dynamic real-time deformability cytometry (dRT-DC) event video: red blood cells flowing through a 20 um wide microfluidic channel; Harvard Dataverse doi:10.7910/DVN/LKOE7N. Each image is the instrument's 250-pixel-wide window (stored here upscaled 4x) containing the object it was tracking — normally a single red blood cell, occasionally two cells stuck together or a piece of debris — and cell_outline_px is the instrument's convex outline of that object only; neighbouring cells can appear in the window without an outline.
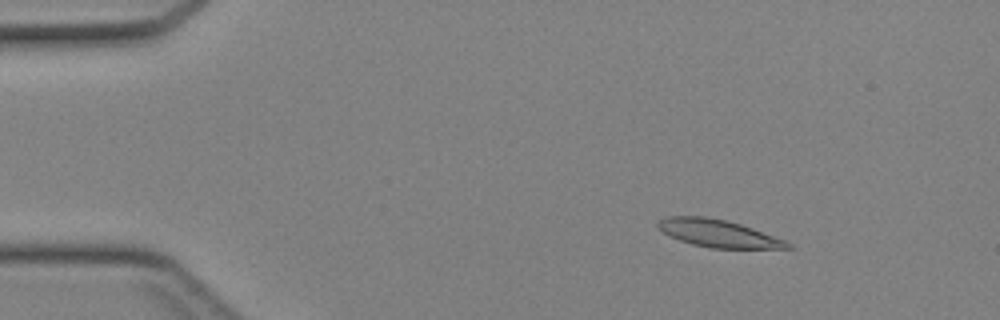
{"species": "Egyptian fruit bat (a non-hibernating species)", "species_latin": "Rousettus aegyptiacus", "temperature_condition": "cold", "stored_images_in_passage": 41, "camera_frame_rate_fps": 3000, "um_per_image_px": 0.085, "animal": {"sex": "female"}, "frame": {"image": 1, "passage_image": 3, "time_ms": 0.667, "image_size_px": [1000, 320], "cell_outline_px": [[796, 248], [712, 248], [692, 244], [680, 240], [664, 232], [656, 224], [660, 220], [668, 216], [704, 216], [724, 220], [740, 224], [752, 228], [784, 240], [792, 244]], "centroid_in_image_um": [61.07, 19.84], "position_along_channel_um": 23.9, "area_um2": 20.35}}
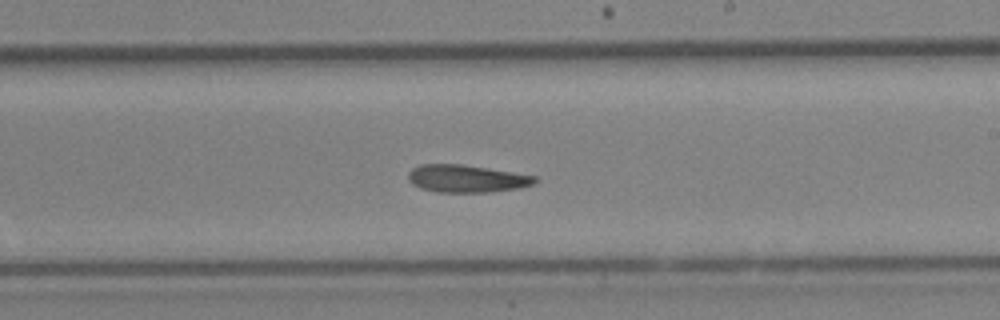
{"frame": {"image": 2, "passage_image": 23, "time_ms": 7.333, "image_size_px": [1000, 320], "cell_outline_px": [[540, 180], [532, 184], [520, 188], [488, 192], [436, 192], [420, 188], [412, 184], [408, 180], [408, 172], [412, 168], [420, 164], [460, 164], [512, 172], [536, 176]], "centroid_in_image_um": [39.64, 15.18], "position_along_channel_um": 249.4, "area_um2": 20.35}}
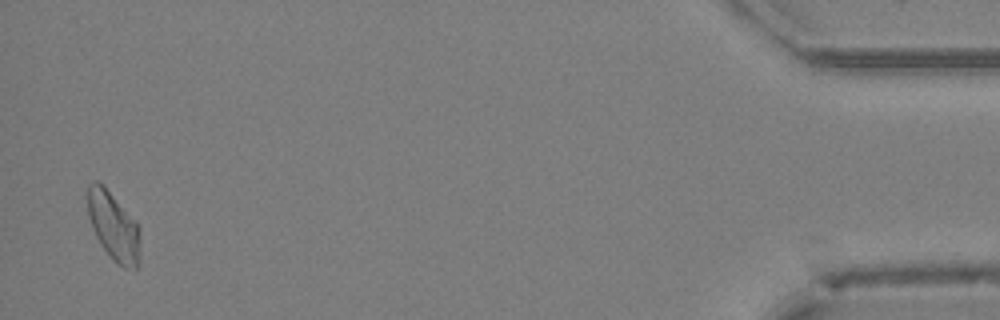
{"frame": {"image": 3, "passage_image": 40, "time_ms": 13.0, "image_size_px": [1000, 320], "cell_outline_px": [[140, 264], [136, 268], [124, 268], [116, 264], [112, 260], [100, 244], [92, 228], [88, 216], [88, 184], [96, 180], [108, 192], [140, 228]], "centroid_in_image_um": [9.66, 19.34], "position_along_channel_um": 425.5, "area_um2": 20.58}}